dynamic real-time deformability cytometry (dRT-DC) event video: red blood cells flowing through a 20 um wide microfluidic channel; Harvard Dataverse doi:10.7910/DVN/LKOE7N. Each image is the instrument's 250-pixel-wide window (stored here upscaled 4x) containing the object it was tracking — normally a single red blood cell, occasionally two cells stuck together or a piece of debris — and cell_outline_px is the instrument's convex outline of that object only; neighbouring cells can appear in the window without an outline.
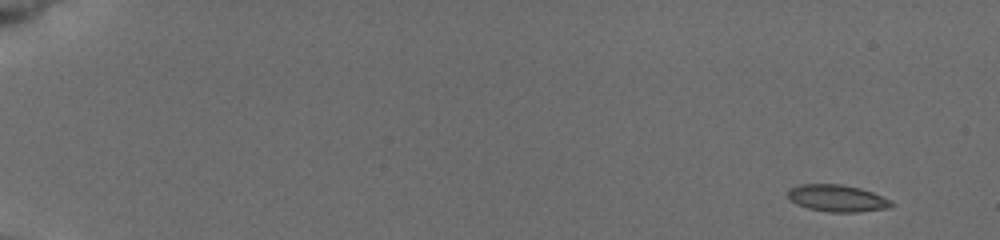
{"species": "common noctule bat (a hibernating species)", "species_latin": "Nyctalus noctula", "temperature_condition": "cold", "stored_images_in_passage": 7, "camera_frame_rate_fps": 3000, "um_per_image_px": 0.085, "animal": {"sex": "female", "body_mass_g": 19.5, "forearm_length_mm": 54.1}, "frame": {"image": 1, "passage_image": 1, "time_ms": 0.0, "image_size_px": [1000, 240], "cell_outline_px": [[896, 204], [888, 208], [860, 212], [828, 212], [808, 208], [796, 204], [788, 200], [788, 188], [800, 184], [840, 184], [860, 188], [872, 192], [892, 200]], "centroid_in_image_um": [71.16, 16.85], "position_along_channel_um": 13.8, "area_um2": 16.47}}
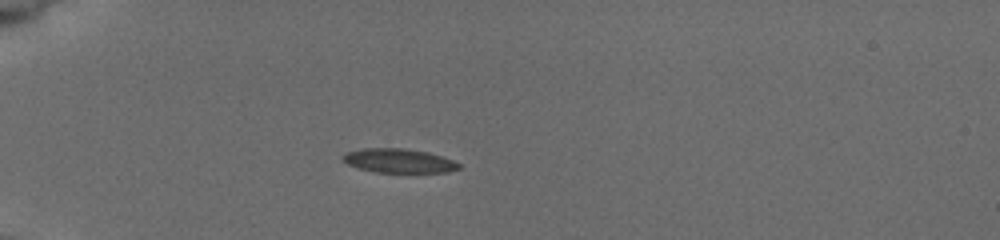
{"frame": {"image": 2, "passage_image": 7, "time_ms": 4.667, "image_size_px": [1000, 240], "cell_outline_px": [[464, 168], [448, 172], [416, 176], [376, 172], [360, 168], [348, 164], [340, 160], [340, 156], [344, 152], [364, 148], [400, 148], [428, 152], [444, 156], [460, 164]], "centroid_in_image_um": [33.97, 13.72], "position_along_channel_um": 51.0, "area_um2": 17.51}}